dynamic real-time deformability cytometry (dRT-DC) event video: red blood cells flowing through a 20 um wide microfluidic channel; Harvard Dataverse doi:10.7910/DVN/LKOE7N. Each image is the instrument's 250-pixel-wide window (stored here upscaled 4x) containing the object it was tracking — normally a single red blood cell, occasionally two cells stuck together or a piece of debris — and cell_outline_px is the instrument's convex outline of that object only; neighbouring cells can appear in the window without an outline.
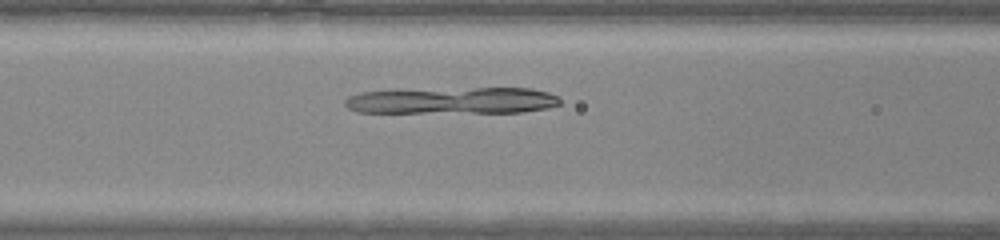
{"species": "common noctule bat (a hibernating species)", "species_latin": "Nyctalus noctula", "temperature_condition": "warm", "stored_images_in_passage": 38, "camera_frame_rate_fps": 3000, "um_per_image_px": 0.085, "animal": {"sex": "male", "body_mass_g": 20.0, "forearm_length_mm": 53.3}, "frame": {"image": 1, "passage_image": 12, "time_ms": 3.667, "image_size_px": [1000, 240], "cell_outline_px": [[560, 104], [548, 108], [520, 112], [356, 112], [348, 108], [344, 104], [344, 100], [348, 96], [360, 92], [396, 88], [528, 88], [548, 92], [560, 96]], "centroid_in_image_um": [38.39, 8.52], "position_along_channel_um": 128.2, "area_um2": 34.1}}